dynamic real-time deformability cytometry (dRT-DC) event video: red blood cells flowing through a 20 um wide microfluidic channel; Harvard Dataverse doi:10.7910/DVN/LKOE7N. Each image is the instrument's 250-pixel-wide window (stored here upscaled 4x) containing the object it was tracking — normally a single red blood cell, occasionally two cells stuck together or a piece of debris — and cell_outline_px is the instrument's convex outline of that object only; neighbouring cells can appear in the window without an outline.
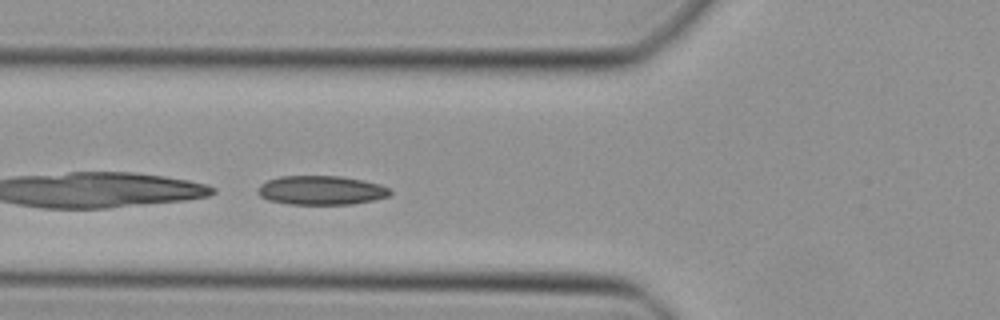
{"species": "Egyptian fruit bat (a non-hibernating species)", "species_latin": "Rousettus aegyptiacus", "temperature_condition": "cold", "stored_images_in_passage": 39, "camera_frame_rate_fps": 3000, "um_per_image_px": 0.085, "animal": {"sex": "female"}, "frame": {"image": 1, "passage_image": 11, "time_ms": 3.333, "image_size_px": [1000, 320], "cell_outline_px": [[392, 192], [388, 196], [372, 200], [352, 204], [288, 204], [268, 200], [260, 196], [256, 192], [260, 184], [268, 180], [280, 176], [340, 176], [364, 180], [380, 184], [388, 188]], "centroid_in_image_um": [27.28, 16.17], "position_along_channel_um": 98.5, "area_um2": 22.43}}
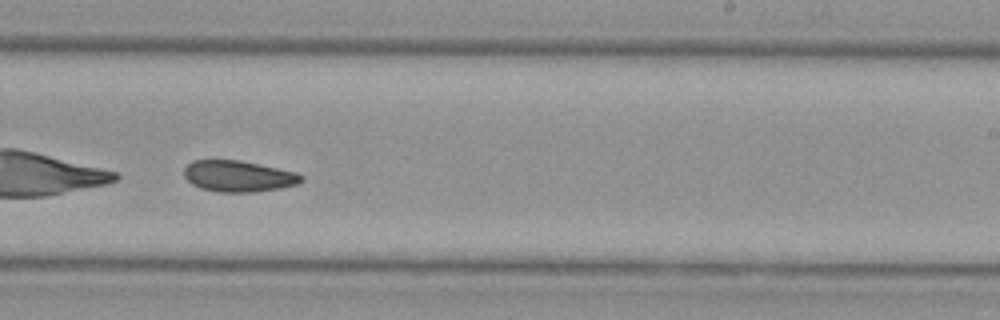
{"frame": {"image": 2, "passage_image": 23, "time_ms": 7.333, "image_size_px": [1000, 320], "cell_outline_px": [[304, 180], [296, 184], [280, 188], [256, 192], [220, 192], [200, 188], [192, 184], [184, 176], [184, 168], [192, 160], [240, 160], [296, 172], [304, 176]], "centroid_in_image_um": [20.26, 14.97], "position_along_channel_um": 268.7, "area_um2": 21.33}}
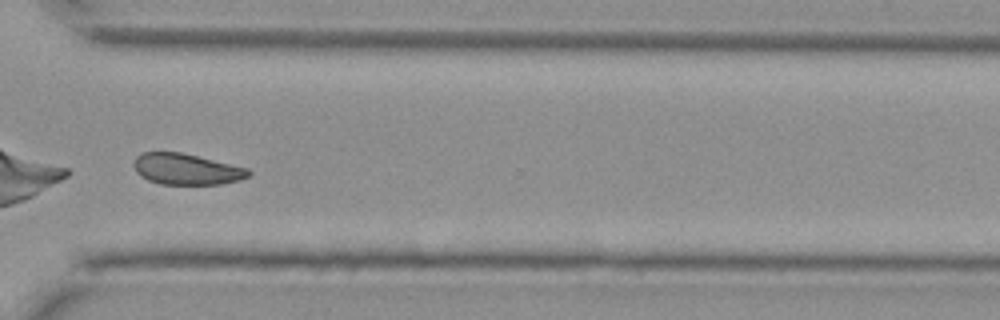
{"frame": {"image": 3, "passage_image": 29, "time_ms": 9.333, "image_size_px": [1000, 320], "cell_outline_px": [[252, 172], [248, 176], [240, 180], [220, 184], [160, 184], [148, 180], [140, 176], [136, 172], [132, 164], [136, 156], [144, 152], [180, 152], [248, 168]], "centroid_in_image_um": [15.82, 14.38], "position_along_channel_um": 354.8, "area_um2": 20.75}}